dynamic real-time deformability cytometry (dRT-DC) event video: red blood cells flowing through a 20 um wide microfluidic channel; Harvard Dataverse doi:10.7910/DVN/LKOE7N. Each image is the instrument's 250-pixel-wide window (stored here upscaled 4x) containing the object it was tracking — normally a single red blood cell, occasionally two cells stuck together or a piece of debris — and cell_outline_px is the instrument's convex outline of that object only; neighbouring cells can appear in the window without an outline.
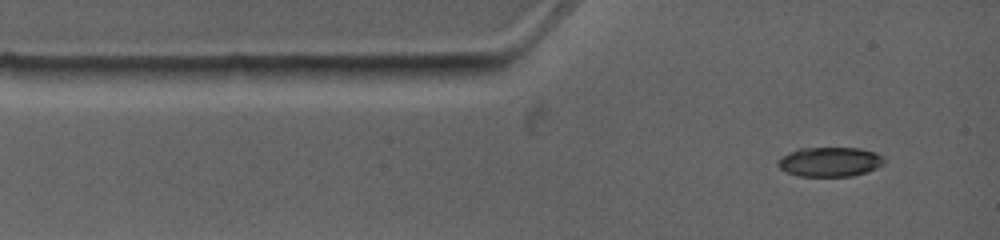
{"species": "common noctule bat (a hibernating species)", "species_latin": "Nyctalus noctula", "temperature_condition": "warm", "stored_images_in_passage": 5, "camera_frame_rate_fps": 4500, "um_per_image_px": 0.085, "animal": {"sex": "female", "body_mass_g": 19.0, "forearm_length_mm": 53.3}, "frame": {"image": 1, "passage_image": 1, "time_ms": 0.0, "image_size_px": [1000, 240], "cell_outline_px": [[884, 164], [876, 168], [852, 176], [800, 176], [788, 172], [780, 168], [776, 164], [776, 160], [796, 148], [860, 148], [876, 152], [884, 160]], "centroid_in_image_um": [70.51, 13.74], "position_along_channel_um": 14.5, "area_um2": 18.21}}
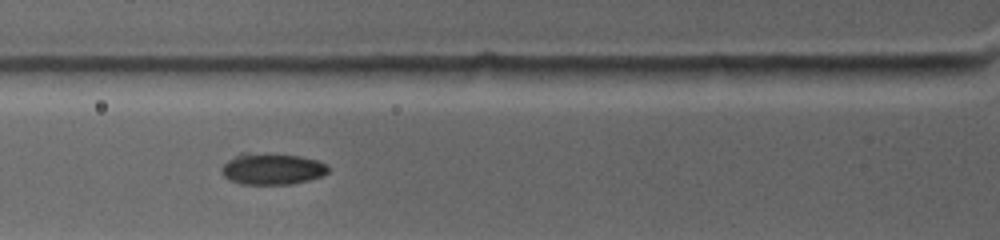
{"frame": {"image": 2, "passage_image": 4, "time_ms": 2.889, "image_size_px": [1000, 240], "cell_outline_px": [[328, 172], [320, 176], [308, 180], [288, 184], [240, 184], [228, 180], [220, 172], [220, 168], [228, 160], [240, 152], [272, 152], [300, 156], [316, 160], [328, 164]], "centroid_in_image_um": [23.07, 14.33], "position_along_channel_um": 102.7, "area_um2": 19.94}}
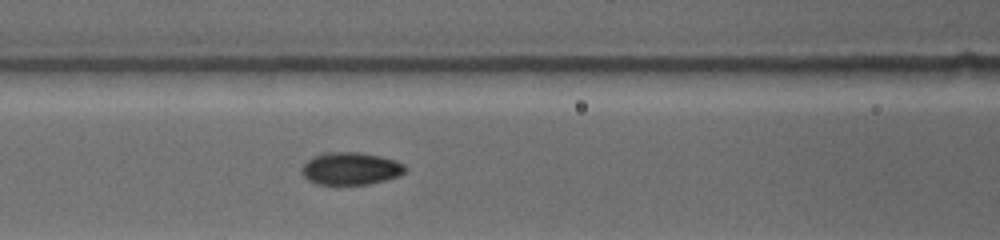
{"frame": {"image": 3, "passage_image": 5, "time_ms": 3.778, "image_size_px": [1000, 240], "cell_outline_px": [[404, 172], [396, 176], [384, 180], [368, 184], [316, 184], [308, 180], [300, 172], [300, 168], [312, 156], [320, 152], [360, 152], [380, 156], [396, 160], [404, 164]], "centroid_in_image_um": [29.74, 14.31], "position_along_channel_um": 136.9, "area_um2": 19.59}}